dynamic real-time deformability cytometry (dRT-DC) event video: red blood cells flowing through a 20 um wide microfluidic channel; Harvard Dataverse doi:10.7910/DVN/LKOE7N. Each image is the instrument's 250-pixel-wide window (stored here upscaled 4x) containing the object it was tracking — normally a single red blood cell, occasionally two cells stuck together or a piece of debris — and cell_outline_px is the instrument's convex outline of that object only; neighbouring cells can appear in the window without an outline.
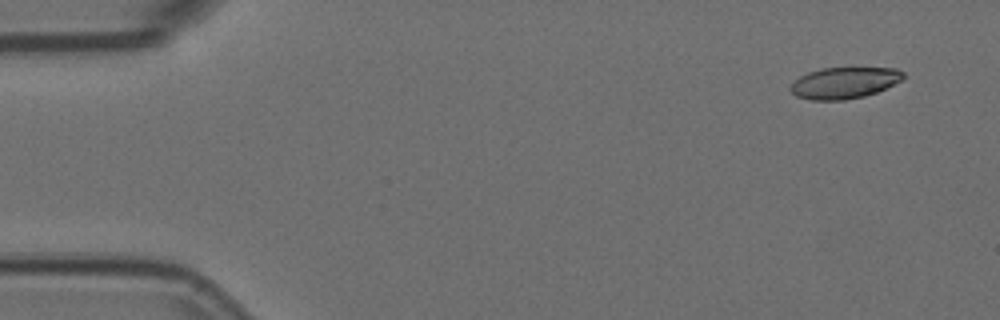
{"species": "Egyptian fruit bat (a non-hibernating species)", "species_latin": "Rousettus aegyptiacus", "temperature_condition": "room temperature", "stored_images_in_passage": 2, "camera_frame_rate_fps": 3000, "um_per_image_px": 0.085, "animal": {"sex": "female"}, "frame": {"image": 1, "passage_image": 1, "time_ms": 0.0, "image_size_px": [1000, 320], "cell_outline_px": [[904, 76], [900, 80], [876, 92], [864, 96], [844, 100], [812, 100], [796, 96], [788, 88], [800, 76], [808, 72], [820, 68], [896, 68], [904, 72]], "centroid_in_image_um": [71.73, 7.04], "position_along_channel_um": 13.3, "area_um2": 20.4}}